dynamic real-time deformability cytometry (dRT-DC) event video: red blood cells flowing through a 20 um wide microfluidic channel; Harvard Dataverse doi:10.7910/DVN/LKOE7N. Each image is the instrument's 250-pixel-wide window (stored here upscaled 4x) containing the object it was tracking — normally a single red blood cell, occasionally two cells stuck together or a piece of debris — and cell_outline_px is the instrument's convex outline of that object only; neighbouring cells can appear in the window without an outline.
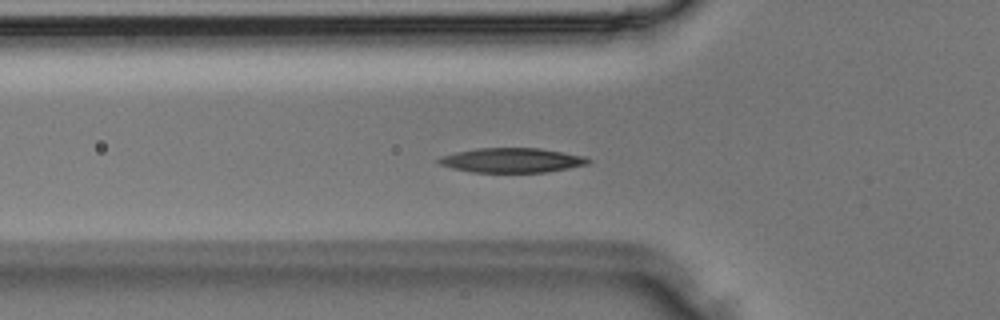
{"species": "Egyptian fruit bat (a non-hibernating species)", "species_latin": "Rousettus aegyptiacus", "temperature_condition": "room temperature", "stored_images_in_passage": 34, "camera_frame_rate_fps": 3000, "um_per_image_px": 0.085, "animal": {"sex": "male"}, "frame": {"image": 1, "passage_image": 9, "time_ms": 2.667, "image_size_px": [1000, 320], "cell_outline_px": [[592, 160], [588, 164], [568, 168], [544, 172], [472, 172], [452, 168], [440, 164], [436, 160], [440, 156], [456, 152], [476, 148], [540, 148], [584, 156]], "centroid_in_image_um": [43.49, 13.62], "position_along_channel_um": 82.3, "area_um2": 21.33}}
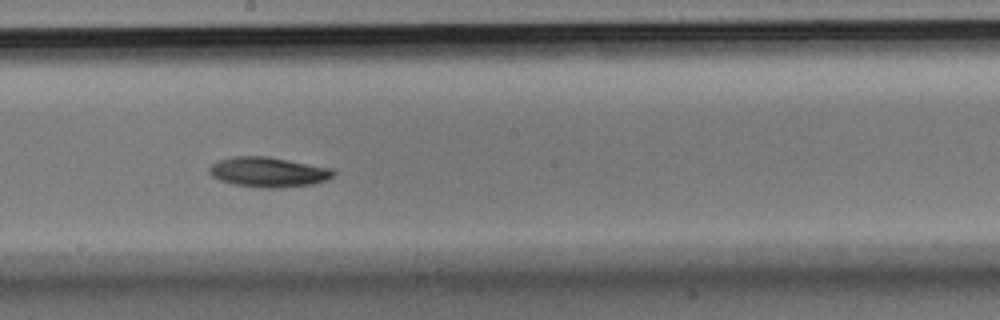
{"frame": {"image": 2, "passage_image": 17, "time_ms": 5.333, "image_size_px": [1000, 320], "cell_outline_px": [[336, 172], [328, 180], [312, 184], [280, 188], [260, 188], [236, 184], [220, 180], [212, 176], [208, 172], [208, 168], [216, 160], [232, 156], [268, 156], [332, 168]], "centroid_in_image_um": [22.79, 14.62], "position_along_channel_um": 225.4, "area_um2": 21.85}}
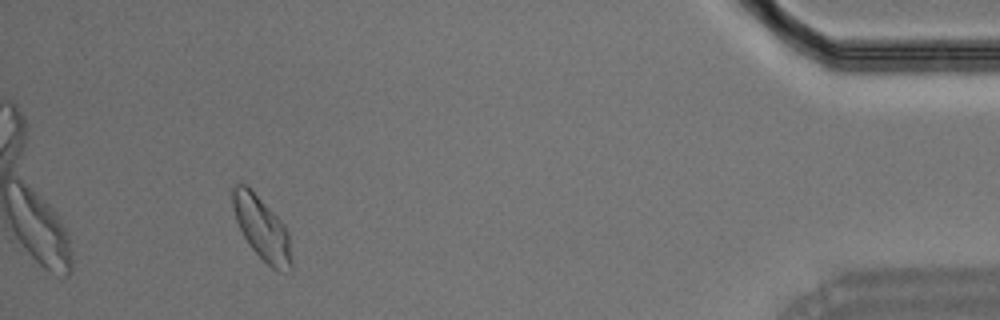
{"frame": {"image": 3, "passage_image": 31, "time_ms": 10.0, "image_size_px": [1000, 320], "cell_outline_px": [[292, 268], [288, 272], [280, 272], [272, 268], [248, 244], [236, 220], [232, 208], [232, 188], [236, 184], [248, 184], [284, 224], [288, 232], [292, 260]], "centroid_in_image_um": [22.26, 19.39], "position_along_channel_um": 412.9, "area_um2": 21.73}}